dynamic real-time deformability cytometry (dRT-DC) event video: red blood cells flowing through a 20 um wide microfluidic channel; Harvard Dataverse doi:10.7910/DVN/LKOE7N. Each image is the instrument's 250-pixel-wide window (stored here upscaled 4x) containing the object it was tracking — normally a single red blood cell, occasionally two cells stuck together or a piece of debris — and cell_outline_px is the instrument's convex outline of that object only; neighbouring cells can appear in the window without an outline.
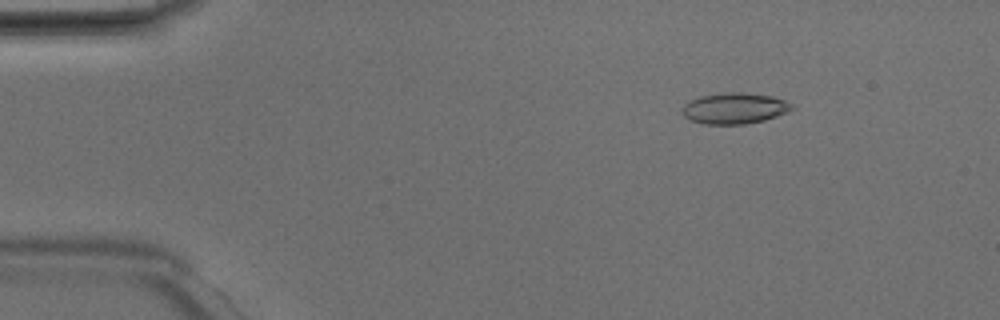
{"species": "Egyptian fruit bat (a non-hibernating species)", "species_latin": "Rousettus aegyptiacus", "temperature_condition": "room temperature", "stored_images_in_passage": 48, "camera_frame_rate_fps": 3000, "um_per_image_px": 0.085, "animal": {"sex": "male"}, "frame": {"image": 1, "passage_image": 7, "time_ms": 2.0, "image_size_px": [1000, 320], "cell_outline_px": [[796, 108], [788, 112], [764, 120], [744, 124], [704, 124], [692, 120], [684, 116], [684, 104], [688, 100], [700, 96], [724, 92], [744, 92], [772, 96], [784, 100], [792, 104]], "centroid_in_image_um": [62.46, 9.19], "position_along_channel_um": 22.5, "area_um2": 19.83}}
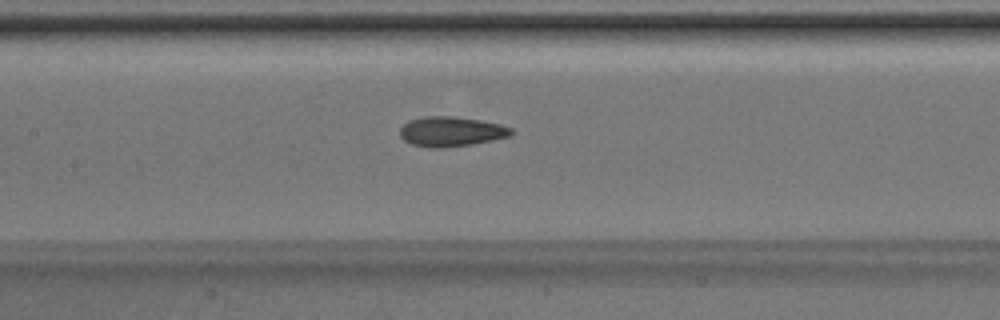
{"frame": {"image": 2, "passage_image": 23, "time_ms": 7.333, "image_size_px": [1000, 320], "cell_outline_px": [[512, 132], [508, 136], [472, 144], [440, 148], [432, 148], [412, 144], [404, 140], [400, 136], [400, 128], [408, 120], [424, 116], [452, 116], [480, 120], [500, 124], [512, 128]], "centroid_in_image_um": [38.3, 11.17], "position_along_channel_um": 169.1, "area_um2": 19.19}}
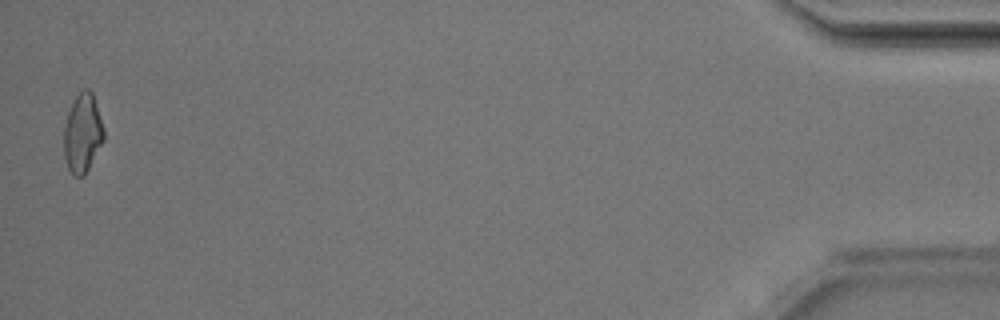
{"frame": {"image": 3, "passage_image": 48, "time_ms": 15.667, "image_size_px": [1000, 320], "cell_outline_px": [[104, 140], [84, 176], [72, 176], [68, 168], [64, 156], [64, 128], [68, 112], [76, 96], [84, 88], [88, 88], [92, 92], [104, 132]], "centroid_in_image_um": [7.0, 11.35], "position_along_channel_um": 428.2, "area_um2": 18.09}, "authors_computed_cell_mechanics": {"area_um2": 18.9295, "velocity_mm_per_s": 4.2136, "shape_relaxation_time_tau1_ms": 6.4531, "shape_relaxation_time_tau2_ms": 2.7999, "deformation_change_tau1": 0.156, "deformation_change_tau2": 0.0887}}